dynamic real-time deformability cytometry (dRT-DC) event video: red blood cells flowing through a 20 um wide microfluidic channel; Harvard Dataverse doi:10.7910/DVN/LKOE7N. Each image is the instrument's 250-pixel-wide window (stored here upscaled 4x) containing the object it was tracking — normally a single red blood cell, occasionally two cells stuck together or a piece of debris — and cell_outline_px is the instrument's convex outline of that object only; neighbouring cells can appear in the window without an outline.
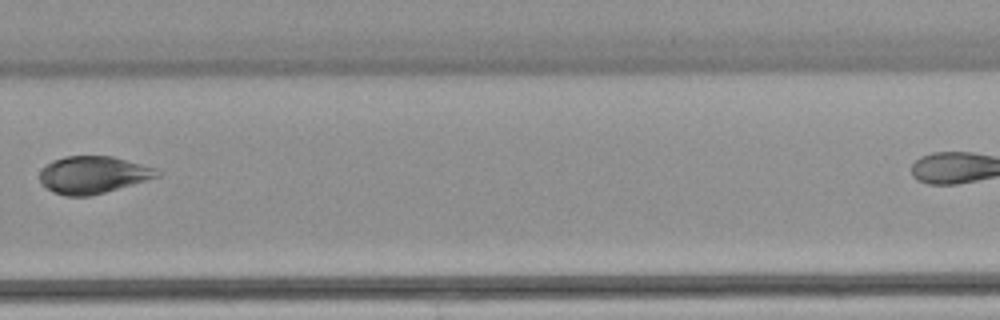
{"species": "common noctule bat (a hibernating species)", "species_latin": "Nyctalus noctula", "temperature_condition": "warm", "stored_images_in_passage": 9, "segment_of_instrument_passage": [1, 2], "camera_frame_rate_fps": 3000, "um_per_image_px": 0.085, "animal": {"sex": "female", "body_mass_g": 22.7, "forearm_length_mm": 54.2}, "frame": {"image": 1, "passage_image": 8, "time_ms": 9.0, "image_size_px": [1000, 320], "cell_outline_px": [[164, 172], [160, 176], [104, 192], [88, 196], [64, 196], [52, 192], [44, 188], [40, 184], [40, 172], [44, 164], [52, 160], [64, 156], [112, 156], [156, 168]], "centroid_in_image_um": [7.87, 14.85], "position_along_channel_um": 321.9, "area_um2": 25.72}}